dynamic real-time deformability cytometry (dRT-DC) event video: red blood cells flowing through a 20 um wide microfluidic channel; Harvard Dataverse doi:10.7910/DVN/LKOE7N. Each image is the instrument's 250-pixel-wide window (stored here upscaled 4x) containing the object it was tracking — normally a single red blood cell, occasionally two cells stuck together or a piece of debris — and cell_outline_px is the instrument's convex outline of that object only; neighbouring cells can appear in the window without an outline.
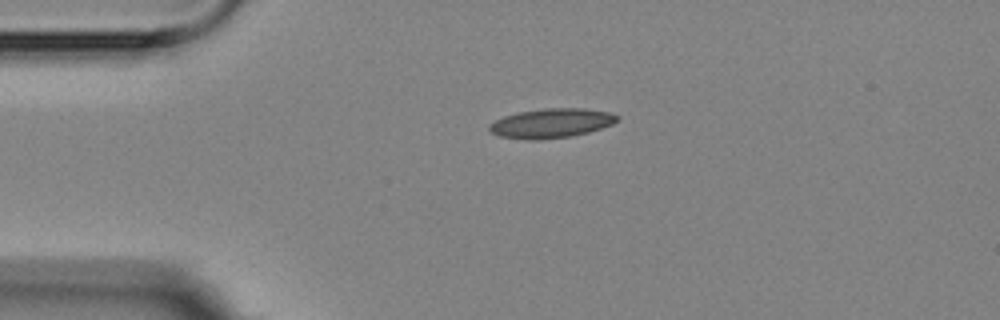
{"species": "Egyptian fruit bat (a non-hibernating species)", "species_latin": "Rousettus aegyptiacus", "temperature_condition": "room temperature", "stored_images_in_passage": 2, "camera_frame_rate_fps": 3000, "um_per_image_px": 0.085, "animal": {"sex": "female"}, "frame": {"image": 1, "passage_image": 1, "time_ms": 0.0, "image_size_px": [1000, 320], "cell_outline_px": [[620, 116], [612, 124], [588, 132], [572, 136], [540, 140], [528, 140], [500, 136], [492, 132], [488, 128], [488, 124], [504, 116], [516, 112], [544, 108], [584, 108], [608, 112]], "centroid_in_image_um": [46.83, 10.47], "position_along_channel_um": 38.2, "area_um2": 21.91}}